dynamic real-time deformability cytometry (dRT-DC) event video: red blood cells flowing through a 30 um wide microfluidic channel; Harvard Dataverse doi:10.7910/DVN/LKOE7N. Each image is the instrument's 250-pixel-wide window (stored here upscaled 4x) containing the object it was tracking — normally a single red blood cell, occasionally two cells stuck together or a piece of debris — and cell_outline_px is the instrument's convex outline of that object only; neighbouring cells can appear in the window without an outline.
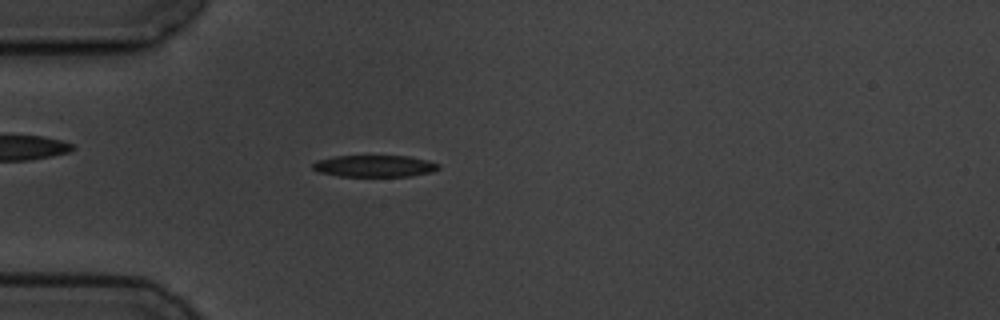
{"species": "common noctule bat (a hibernating species)", "species_latin": "Nyctalus noctula", "temperature_condition": "cold", "stored_images_in_passage": 3, "camera_frame_rate_fps": 3000, "um_per_image_px": 0.085, "animal": {"sex": "male", "body_mass_g": 19.5, "forearm_length_mm": 54.6}, "frame": {"image": 1, "passage_image": 3, "time_ms": 3.667, "image_size_px": [1000, 320], "cell_outline_px": [[440, 168], [432, 172], [408, 176], [336, 176], [316, 172], [312, 168], [312, 164], [316, 160], [332, 156], [408, 156], [428, 160], [440, 164]], "centroid_in_image_um": [31.79, 14.11], "position_along_channel_um": 53.2, "area_um2": 16.13}}